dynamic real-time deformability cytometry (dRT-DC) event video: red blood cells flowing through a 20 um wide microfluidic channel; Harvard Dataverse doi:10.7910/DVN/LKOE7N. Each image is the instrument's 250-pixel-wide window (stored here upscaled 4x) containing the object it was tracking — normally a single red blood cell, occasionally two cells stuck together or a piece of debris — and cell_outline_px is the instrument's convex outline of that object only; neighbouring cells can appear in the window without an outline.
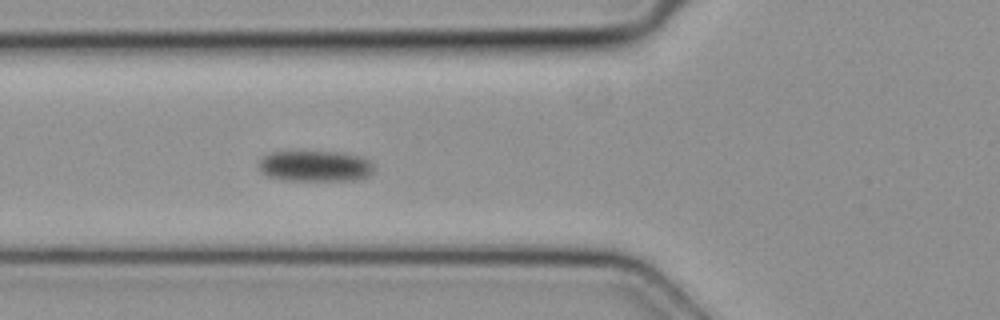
{"species": "common noctule bat (a hibernating species)", "species_latin": "Nyctalus noctula", "temperature_condition": "cold", "stored_images_in_passage": 6, "camera_frame_rate_fps": 3000, "um_per_image_px": 0.085, "animal": {"sex": "female", "body_mass_g": 19.3, "forearm_length_mm": 54.1}, "frame": {"image": 1, "passage_image": 6, "time_ms": 1.667, "image_size_px": [1000, 320], "cell_outline_px": [[376, 168], [368, 176], [356, 180], [284, 180], [268, 176], [260, 172], [256, 164], [264, 156], [272, 152], [336, 152], [360, 156], [368, 160]], "centroid_in_image_um": [26.77, 14.12], "position_along_channel_um": 99.0, "area_um2": 20.75}}